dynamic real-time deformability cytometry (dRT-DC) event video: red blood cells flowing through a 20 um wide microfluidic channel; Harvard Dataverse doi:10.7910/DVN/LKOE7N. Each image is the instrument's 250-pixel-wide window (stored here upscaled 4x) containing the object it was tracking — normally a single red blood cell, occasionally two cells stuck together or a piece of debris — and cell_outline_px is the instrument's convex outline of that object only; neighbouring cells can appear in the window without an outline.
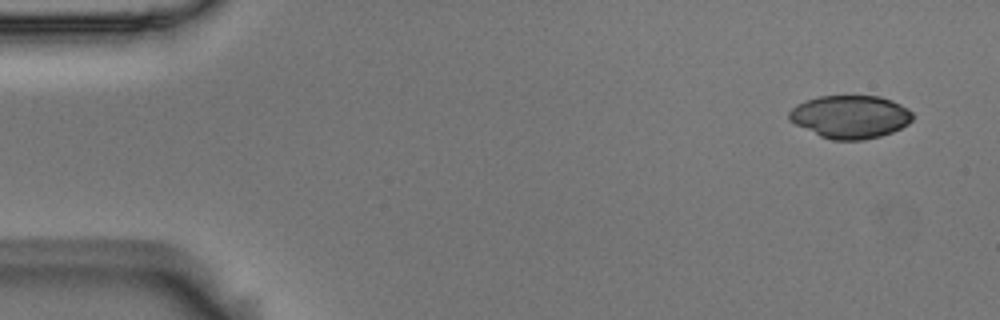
{"species": "Egyptian fruit bat (a non-hibernating species)", "species_latin": "Rousettus aegyptiacus", "temperature_condition": "room temperature", "stored_images_in_passage": 5, "segment_of_instrument_passage": [2, 2], "camera_frame_rate_fps": 3000, "um_per_image_px": 0.085, "animal": {"sex": "male"}, "frame": {"image": 1, "passage_image": 5, "time_ms": 1.333, "image_size_px": [1000, 320], "cell_outline_px": [[912, 120], [908, 124], [892, 132], [880, 136], [864, 140], [832, 140], [820, 136], [788, 120], [788, 112], [796, 104], [804, 100], [820, 96], [880, 96], [892, 100], [908, 108], [912, 112]], "centroid_in_image_um": [72.26, 9.92], "position_along_channel_um": 12.7, "area_um2": 31.04}}